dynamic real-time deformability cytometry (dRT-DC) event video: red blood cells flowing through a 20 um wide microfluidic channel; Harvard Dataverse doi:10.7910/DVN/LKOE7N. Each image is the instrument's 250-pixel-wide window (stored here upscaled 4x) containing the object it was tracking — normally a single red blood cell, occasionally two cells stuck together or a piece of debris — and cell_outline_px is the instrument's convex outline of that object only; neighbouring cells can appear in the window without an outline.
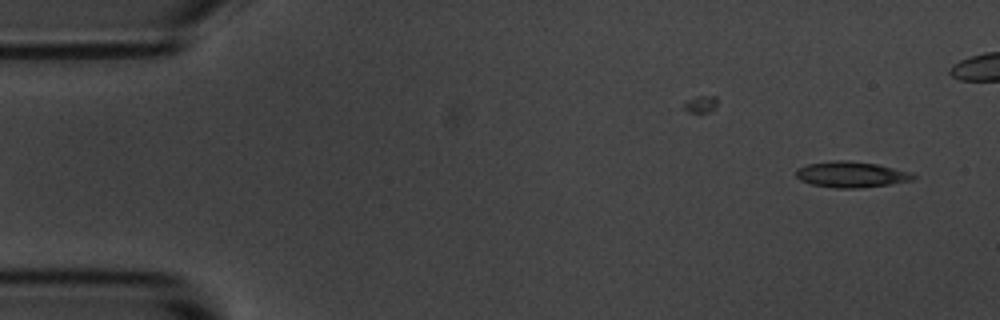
{"species": "common noctule bat (a hibernating species)", "species_latin": "Nyctalus noctula", "temperature_condition": "room temperature", "stored_images_in_passage": 3, "camera_frame_rate_fps": 3000, "um_per_image_px": 0.085, "animal": {"sex": "male", "body_mass_g": 20.1, "forearm_length_mm": 53.5}, "frame": {"image": 1, "passage_image": 3, "time_ms": 2.333, "image_size_px": [1000, 320], "cell_outline_px": [[916, 176], [912, 180], [888, 184], [860, 188], [836, 188], [812, 184], [800, 180], [796, 176], [796, 168], [808, 164], [836, 160], [848, 160], [876, 164], [912, 172]], "centroid_in_image_um": [72.34, 14.82], "position_along_channel_um": 12.7, "area_um2": 17.57}}